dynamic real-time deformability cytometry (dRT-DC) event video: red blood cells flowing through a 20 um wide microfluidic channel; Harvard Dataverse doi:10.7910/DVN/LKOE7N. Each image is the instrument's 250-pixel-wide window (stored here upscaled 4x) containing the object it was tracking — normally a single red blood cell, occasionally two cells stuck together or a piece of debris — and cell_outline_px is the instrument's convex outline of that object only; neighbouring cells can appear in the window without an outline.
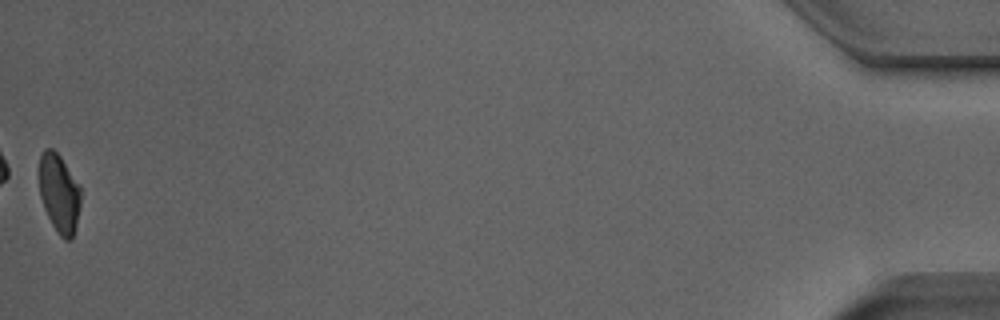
{"species": "Egyptian fruit bat (a non-hibernating species)", "species_latin": "Rousettus aegyptiacus", "temperature_condition": "room temperature", "stored_images_in_passage": 45, "camera_frame_rate_fps": 3000, "um_per_image_px": 0.085, "animal": {"sex": "male"}, "frame": {"image": 1, "passage_image": 45, "time_ms": 14.667, "image_size_px": [1000, 320], "cell_outline_px": [[80, 204], [76, 224], [72, 240], [64, 240], [56, 232], [44, 208], [40, 196], [40, 156], [44, 148], [52, 148], [60, 156], [80, 184]], "centroid_in_image_um": [5.04, 16.44], "position_along_channel_um": 430.2, "area_um2": 19.02}, "authors_computed_cell_mechanics": {"area_um2": 20.4612, "velocity_mm_per_s": 3.9153, "shape_relaxation_time_tau1_ms": 3.3403, "shape_relaxation_time_tau2_ms": 1.9416, "deformation_change_tau1": 0.1684, "deformation_change_tau2": 0.0793}}